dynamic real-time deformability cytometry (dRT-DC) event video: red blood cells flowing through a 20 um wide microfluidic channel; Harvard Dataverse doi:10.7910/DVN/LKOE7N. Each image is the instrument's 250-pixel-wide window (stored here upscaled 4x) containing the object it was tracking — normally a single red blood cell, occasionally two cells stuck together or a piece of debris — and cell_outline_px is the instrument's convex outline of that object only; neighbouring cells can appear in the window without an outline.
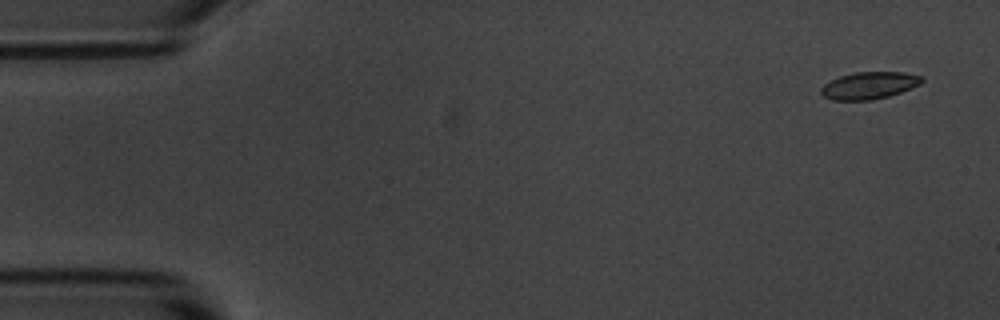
{"species": "common noctule bat (a hibernating species)", "species_latin": "Nyctalus noctula", "temperature_condition": "room temperature", "stored_images_in_passage": 6, "camera_frame_rate_fps": 3000, "um_per_image_px": 0.085, "animal": {"sex": "male", "body_mass_g": 20.1, "forearm_length_mm": 53.5}, "frame": {"image": 1, "passage_image": 1, "time_ms": 0.0, "image_size_px": [1000, 320], "cell_outline_px": [[924, 80], [920, 84], [900, 92], [888, 96], [872, 100], [832, 100], [824, 96], [820, 92], [820, 88], [824, 84], [840, 76], [856, 72], [904, 72], [924, 76]], "centroid_in_image_um": [73.89, 7.26], "position_along_channel_um": 11.1, "area_um2": 15.9}}
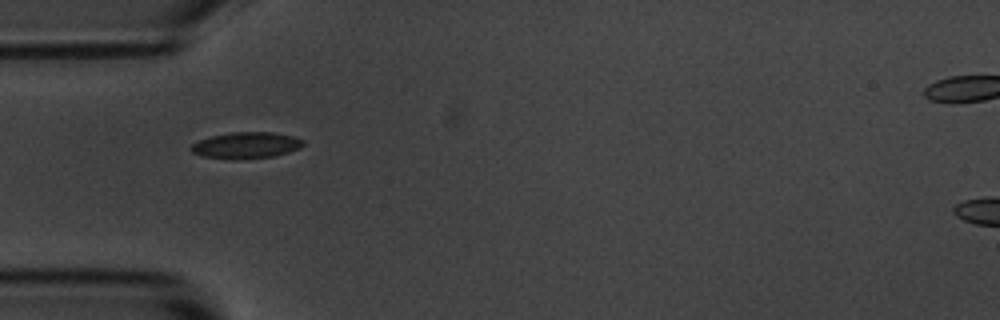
{"frame": {"image": 2, "passage_image": 5, "time_ms": 4.667, "image_size_px": [1000, 320], "cell_outline_px": [[304, 144], [300, 148], [276, 156], [240, 160], [236, 160], [200, 156], [192, 152], [188, 148], [192, 144], [200, 140], [212, 136], [232, 132], [272, 132], [292, 136], [304, 140]], "centroid_in_image_um": [20.91, 12.37], "position_along_channel_um": 64.1, "area_um2": 17.4}}